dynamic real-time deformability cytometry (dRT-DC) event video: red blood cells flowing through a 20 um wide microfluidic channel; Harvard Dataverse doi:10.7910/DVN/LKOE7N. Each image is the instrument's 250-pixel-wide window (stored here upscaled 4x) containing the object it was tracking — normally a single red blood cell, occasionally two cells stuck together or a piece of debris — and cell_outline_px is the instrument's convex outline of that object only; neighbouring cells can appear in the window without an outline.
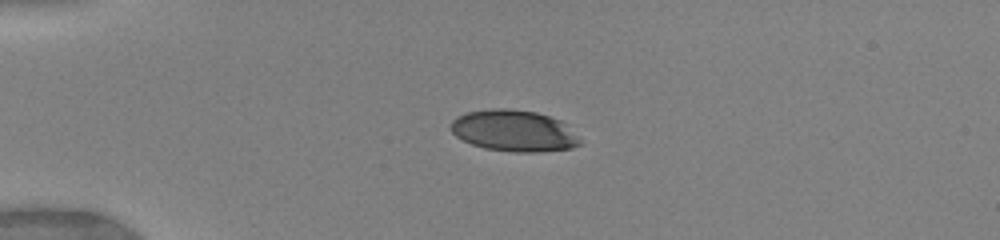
{"species": "human", "species_latin": "Homo sapiens", "temperature_condition": "warm", "stored_images_in_passage": 25, "camera_frame_rate_fps": 3000, "um_per_image_px": 0.085, "donor": {"sex": "female"}, "frame": {"image": 1, "passage_image": 11, "time_ms": 4.0, "image_size_px": [1000, 240], "cell_outline_px": [[580, 144], [572, 148], [540, 152], [516, 152], [484, 148], [472, 144], [456, 136], [452, 132], [452, 120], [456, 116], [468, 112], [492, 108], [508, 108], [536, 112], [560, 120], [580, 140]], "centroid_in_image_um": [43.66, 11.11], "position_along_channel_um": 41.3, "area_um2": 30.87}}